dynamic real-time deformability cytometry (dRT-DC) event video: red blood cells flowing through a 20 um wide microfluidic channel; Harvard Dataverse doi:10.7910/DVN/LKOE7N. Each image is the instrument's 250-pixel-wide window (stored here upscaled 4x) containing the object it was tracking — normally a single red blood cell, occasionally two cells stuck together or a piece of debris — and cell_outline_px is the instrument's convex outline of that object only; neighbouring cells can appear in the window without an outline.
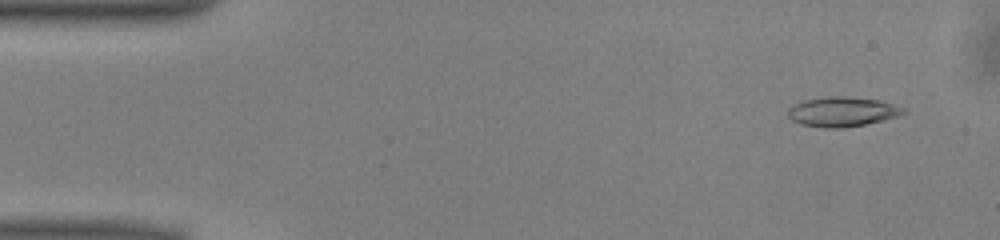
{"species": "common noctule bat (a hibernating species)", "species_latin": "Nyctalus noctula", "temperature_condition": "warm", "stored_images_in_passage": 50, "camera_frame_rate_fps": 3000, "um_per_image_px": 0.085, "animal": {"sex": "male", "body_mass_g": 13.0, "forearm_length_mm": 53.1}, "frame": {"image": 1, "passage_image": 3, "time_ms": 0.667, "image_size_px": [1000, 240], "cell_outline_px": [[908, 112], [884, 120], [844, 128], [824, 128], [800, 124], [792, 120], [788, 116], [788, 108], [792, 104], [804, 100], [832, 96], [844, 96], [880, 100], [904, 108]], "centroid_in_image_um": [71.57, 9.5], "position_along_channel_um": 13.4, "area_um2": 20.0}}
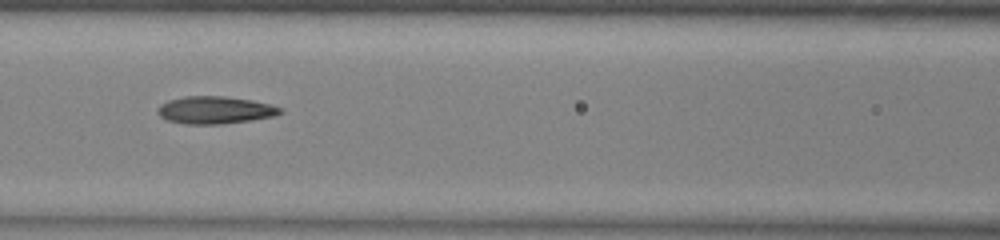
{"frame": {"image": 2, "passage_image": 21, "time_ms": 6.667, "image_size_px": [1000, 240], "cell_outline_px": [[284, 112], [276, 116], [252, 120], [220, 124], [184, 124], [168, 120], [160, 116], [156, 112], [156, 108], [160, 104], [168, 100], [184, 96], [224, 96], [252, 100], [284, 108]], "centroid_in_image_um": [18.28, 9.35], "position_along_channel_um": 148.3, "area_um2": 19.83}}
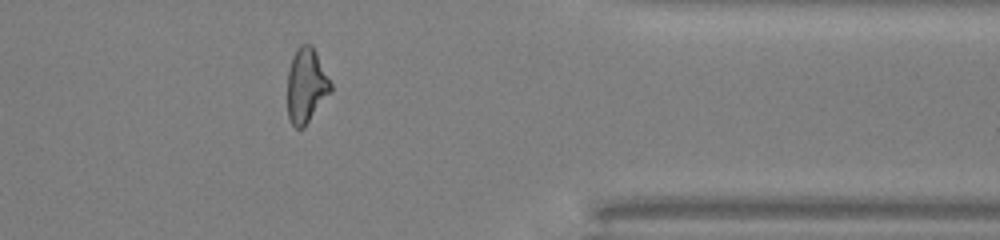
{"frame": {"image": 3, "passage_image": 40, "time_ms": 13.0, "image_size_px": [1000, 240], "cell_outline_px": [[332, 92], [304, 128], [296, 128], [292, 124], [288, 116], [288, 68], [292, 56], [296, 48], [300, 44], [312, 44], [332, 84]], "centroid_in_image_um": [26.04, 7.27], "position_along_channel_um": 385.4, "area_um2": 19.07}, "authors_computed_cell_mechanics": {"area_um2": 19.3052, "velocity_mm_per_s": 4.0601, "shape_relaxation_time_tau1_ms": 5.3291, "shape_relaxation_time_tau2_ms": 3.2984, "deformation_change_tau1": 0.1831, "deformation_change_tau2": 0.1384}}